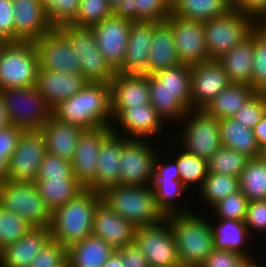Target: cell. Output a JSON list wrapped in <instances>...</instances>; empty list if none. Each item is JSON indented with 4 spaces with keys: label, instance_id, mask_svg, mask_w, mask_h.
<instances>
[{
    "label": "cell",
    "instance_id": "obj_1",
    "mask_svg": "<svg viewBox=\"0 0 266 267\" xmlns=\"http://www.w3.org/2000/svg\"><path fill=\"white\" fill-rule=\"evenodd\" d=\"M150 104L169 125L192 109L191 66L180 64L148 75Z\"/></svg>",
    "mask_w": 266,
    "mask_h": 267
},
{
    "label": "cell",
    "instance_id": "obj_2",
    "mask_svg": "<svg viewBox=\"0 0 266 267\" xmlns=\"http://www.w3.org/2000/svg\"><path fill=\"white\" fill-rule=\"evenodd\" d=\"M52 116L84 131L111 126L110 83L88 82L81 91L54 107Z\"/></svg>",
    "mask_w": 266,
    "mask_h": 267
},
{
    "label": "cell",
    "instance_id": "obj_3",
    "mask_svg": "<svg viewBox=\"0 0 266 267\" xmlns=\"http://www.w3.org/2000/svg\"><path fill=\"white\" fill-rule=\"evenodd\" d=\"M200 213L191 211L166 215L182 267H200L214 249L210 217Z\"/></svg>",
    "mask_w": 266,
    "mask_h": 267
},
{
    "label": "cell",
    "instance_id": "obj_4",
    "mask_svg": "<svg viewBox=\"0 0 266 267\" xmlns=\"http://www.w3.org/2000/svg\"><path fill=\"white\" fill-rule=\"evenodd\" d=\"M101 194L85 189L76 198L51 213V240L69 248L92 235L93 216Z\"/></svg>",
    "mask_w": 266,
    "mask_h": 267
},
{
    "label": "cell",
    "instance_id": "obj_5",
    "mask_svg": "<svg viewBox=\"0 0 266 267\" xmlns=\"http://www.w3.org/2000/svg\"><path fill=\"white\" fill-rule=\"evenodd\" d=\"M102 201L135 227L150 226L166 218L156 202L152 185H116L101 194Z\"/></svg>",
    "mask_w": 266,
    "mask_h": 267
},
{
    "label": "cell",
    "instance_id": "obj_6",
    "mask_svg": "<svg viewBox=\"0 0 266 267\" xmlns=\"http://www.w3.org/2000/svg\"><path fill=\"white\" fill-rule=\"evenodd\" d=\"M181 124V125H180ZM179 130L174 143L184 151L208 160L222 147L219 119L207 114L203 109H191L176 124ZM178 140V141H175Z\"/></svg>",
    "mask_w": 266,
    "mask_h": 267
},
{
    "label": "cell",
    "instance_id": "obj_7",
    "mask_svg": "<svg viewBox=\"0 0 266 267\" xmlns=\"http://www.w3.org/2000/svg\"><path fill=\"white\" fill-rule=\"evenodd\" d=\"M207 52L210 59H219L245 41L257 27V20L236 9L223 16L203 22Z\"/></svg>",
    "mask_w": 266,
    "mask_h": 267
},
{
    "label": "cell",
    "instance_id": "obj_8",
    "mask_svg": "<svg viewBox=\"0 0 266 267\" xmlns=\"http://www.w3.org/2000/svg\"><path fill=\"white\" fill-rule=\"evenodd\" d=\"M0 97L11 125L30 130H41L52 116V108L36 86L0 90Z\"/></svg>",
    "mask_w": 266,
    "mask_h": 267
},
{
    "label": "cell",
    "instance_id": "obj_9",
    "mask_svg": "<svg viewBox=\"0 0 266 267\" xmlns=\"http://www.w3.org/2000/svg\"><path fill=\"white\" fill-rule=\"evenodd\" d=\"M38 70L34 42H6L0 52V90L36 86Z\"/></svg>",
    "mask_w": 266,
    "mask_h": 267
},
{
    "label": "cell",
    "instance_id": "obj_10",
    "mask_svg": "<svg viewBox=\"0 0 266 267\" xmlns=\"http://www.w3.org/2000/svg\"><path fill=\"white\" fill-rule=\"evenodd\" d=\"M59 29L67 36L70 46L79 57L81 74L85 79L93 83H110L116 71L99 51L92 29L72 24L63 25Z\"/></svg>",
    "mask_w": 266,
    "mask_h": 267
},
{
    "label": "cell",
    "instance_id": "obj_11",
    "mask_svg": "<svg viewBox=\"0 0 266 267\" xmlns=\"http://www.w3.org/2000/svg\"><path fill=\"white\" fill-rule=\"evenodd\" d=\"M0 206L20 217L33 227H48L51 212L45 206L35 182L4 181L0 184Z\"/></svg>",
    "mask_w": 266,
    "mask_h": 267
},
{
    "label": "cell",
    "instance_id": "obj_12",
    "mask_svg": "<svg viewBox=\"0 0 266 267\" xmlns=\"http://www.w3.org/2000/svg\"><path fill=\"white\" fill-rule=\"evenodd\" d=\"M151 141L146 139H126L124 141L121 162L119 164L120 185H152L154 162L159 153V147H157L158 144L153 143V140Z\"/></svg>",
    "mask_w": 266,
    "mask_h": 267
},
{
    "label": "cell",
    "instance_id": "obj_13",
    "mask_svg": "<svg viewBox=\"0 0 266 267\" xmlns=\"http://www.w3.org/2000/svg\"><path fill=\"white\" fill-rule=\"evenodd\" d=\"M134 243L146 257L149 267H182L166 219L155 225L136 227Z\"/></svg>",
    "mask_w": 266,
    "mask_h": 267
},
{
    "label": "cell",
    "instance_id": "obj_14",
    "mask_svg": "<svg viewBox=\"0 0 266 267\" xmlns=\"http://www.w3.org/2000/svg\"><path fill=\"white\" fill-rule=\"evenodd\" d=\"M47 153L40 130L24 131L7 163V181L35 182L39 166Z\"/></svg>",
    "mask_w": 266,
    "mask_h": 267
},
{
    "label": "cell",
    "instance_id": "obj_15",
    "mask_svg": "<svg viewBox=\"0 0 266 267\" xmlns=\"http://www.w3.org/2000/svg\"><path fill=\"white\" fill-rule=\"evenodd\" d=\"M165 23L173 32L177 55L182 64L191 66L211 60L207 52L203 22L170 14Z\"/></svg>",
    "mask_w": 266,
    "mask_h": 267
},
{
    "label": "cell",
    "instance_id": "obj_16",
    "mask_svg": "<svg viewBox=\"0 0 266 267\" xmlns=\"http://www.w3.org/2000/svg\"><path fill=\"white\" fill-rule=\"evenodd\" d=\"M131 24V20L112 14L90 27L99 51L115 71L123 65Z\"/></svg>",
    "mask_w": 266,
    "mask_h": 267
},
{
    "label": "cell",
    "instance_id": "obj_17",
    "mask_svg": "<svg viewBox=\"0 0 266 267\" xmlns=\"http://www.w3.org/2000/svg\"><path fill=\"white\" fill-rule=\"evenodd\" d=\"M39 69L81 73L79 57L70 46L67 36L59 29L53 28L40 40L34 42Z\"/></svg>",
    "mask_w": 266,
    "mask_h": 267
},
{
    "label": "cell",
    "instance_id": "obj_18",
    "mask_svg": "<svg viewBox=\"0 0 266 267\" xmlns=\"http://www.w3.org/2000/svg\"><path fill=\"white\" fill-rule=\"evenodd\" d=\"M165 125L168 124L156 109L151 104H147L137 107L132 106L123 110L112 121L111 129L112 132L125 136L127 139L151 140L150 138L154 139L155 136H161Z\"/></svg>",
    "mask_w": 266,
    "mask_h": 267
},
{
    "label": "cell",
    "instance_id": "obj_19",
    "mask_svg": "<svg viewBox=\"0 0 266 267\" xmlns=\"http://www.w3.org/2000/svg\"><path fill=\"white\" fill-rule=\"evenodd\" d=\"M111 133V126H102L94 130L83 131L79 138L71 160L72 172L85 189L94 182L100 147Z\"/></svg>",
    "mask_w": 266,
    "mask_h": 267
},
{
    "label": "cell",
    "instance_id": "obj_20",
    "mask_svg": "<svg viewBox=\"0 0 266 267\" xmlns=\"http://www.w3.org/2000/svg\"><path fill=\"white\" fill-rule=\"evenodd\" d=\"M231 82L217 59L191 65L192 109H203Z\"/></svg>",
    "mask_w": 266,
    "mask_h": 267
},
{
    "label": "cell",
    "instance_id": "obj_21",
    "mask_svg": "<svg viewBox=\"0 0 266 267\" xmlns=\"http://www.w3.org/2000/svg\"><path fill=\"white\" fill-rule=\"evenodd\" d=\"M110 87L113 120L128 107L150 104L148 75L116 72Z\"/></svg>",
    "mask_w": 266,
    "mask_h": 267
},
{
    "label": "cell",
    "instance_id": "obj_22",
    "mask_svg": "<svg viewBox=\"0 0 266 267\" xmlns=\"http://www.w3.org/2000/svg\"><path fill=\"white\" fill-rule=\"evenodd\" d=\"M136 227L114 212L102 200L93 216L92 235L100 237L113 250H119L134 243Z\"/></svg>",
    "mask_w": 266,
    "mask_h": 267
},
{
    "label": "cell",
    "instance_id": "obj_23",
    "mask_svg": "<svg viewBox=\"0 0 266 267\" xmlns=\"http://www.w3.org/2000/svg\"><path fill=\"white\" fill-rule=\"evenodd\" d=\"M14 7L15 42H35L54 27L41 0H12Z\"/></svg>",
    "mask_w": 266,
    "mask_h": 267
},
{
    "label": "cell",
    "instance_id": "obj_24",
    "mask_svg": "<svg viewBox=\"0 0 266 267\" xmlns=\"http://www.w3.org/2000/svg\"><path fill=\"white\" fill-rule=\"evenodd\" d=\"M159 24L155 21H132L124 62L116 72L144 74L147 71L153 34Z\"/></svg>",
    "mask_w": 266,
    "mask_h": 267
},
{
    "label": "cell",
    "instance_id": "obj_25",
    "mask_svg": "<svg viewBox=\"0 0 266 267\" xmlns=\"http://www.w3.org/2000/svg\"><path fill=\"white\" fill-rule=\"evenodd\" d=\"M125 136L112 132L103 142L99 150L97 170L94 182L88 190L102 194L108 188L119 185L121 154Z\"/></svg>",
    "mask_w": 266,
    "mask_h": 267
},
{
    "label": "cell",
    "instance_id": "obj_26",
    "mask_svg": "<svg viewBox=\"0 0 266 267\" xmlns=\"http://www.w3.org/2000/svg\"><path fill=\"white\" fill-rule=\"evenodd\" d=\"M87 83L81 73L71 74L39 69L36 87L53 109L60 102L81 91Z\"/></svg>",
    "mask_w": 266,
    "mask_h": 267
},
{
    "label": "cell",
    "instance_id": "obj_27",
    "mask_svg": "<svg viewBox=\"0 0 266 267\" xmlns=\"http://www.w3.org/2000/svg\"><path fill=\"white\" fill-rule=\"evenodd\" d=\"M51 240L50 228L33 227L0 251V267H30L35 256Z\"/></svg>",
    "mask_w": 266,
    "mask_h": 267
},
{
    "label": "cell",
    "instance_id": "obj_28",
    "mask_svg": "<svg viewBox=\"0 0 266 267\" xmlns=\"http://www.w3.org/2000/svg\"><path fill=\"white\" fill-rule=\"evenodd\" d=\"M47 153L71 161L83 129L78 126L62 123L51 116L41 128Z\"/></svg>",
    "mask_w": 266,
    "mask_h": 267
},
{
    "label": "cell",
    "instance_id": "obj_29",
    "mask_svg": "<svg viewBox=\"0 0 266 267\" xmlns=\"http://www.w3.org/2000/svg\"><path fill=\"white\" fill-rule=\"evenodd\" d=\"M210 219L215 249L230 250L240 253L242 256H252L253 253H251V249L248 247L251 246L249 245L251 242L249 238L253 237L250 236L244 221L229 219L213 220L212 217Z\"/></svg>",
    "mask_w": 266,
    "mask_h": 267
},
{
    "label": "cell",
    "instance_id": "obj_30",
    "mask_svg": "<svg viewBox=\"0 0 266 267\" xmlns=\"http://www.w3.org/2000/svg\"><path fill=\"white\" fill-rule=\"evenodd\" d=\"M151 44L145 75L182 64L177 55L173 32L165 22L155 28Z\"/></svg>",
    "mask_w": 266,
    "mask_h": 267
},
{
    "label": "cell",
    "instance_id": "obj_31",
    "mask_svg": "<svg viewBox=\"0 0 266 267\" xmlns=\"http://www.w3.org/2000/svg\"><path fill=\"white\" fill-rule=\"evenodd\" d=\"M253 59L254 44L252 31L245 41L223 54L217 60L223 66L231 83L248 84L251 86Z\"/></svg>",
    "mask_w": 266,
    "mask_h": 267
},
{
    "label": "cell",
    "instance_id": "obj_32",
    "mask_svg": "<svg viewBox=\"0 0 266 267\" xmlns=\"http://www.w3.org/2000/svg\"><path fill=\"white\" fill-rule=\"evenodd\" d=\"M114 251L100 237L89 235L67 249L68 267H103Z\"/></svg>",
    "mask_w": 266,
    "mask_h": 267
},
{
    "label": "cell",
    "instance_id": "obj_33",
    "mask_svg": "<svg viewBox=\"0 0 266 267\" xmlns=\"http://www.w3.org/2000/svg\"><path fill=\"white\" fill-rule=\"evenodd\" d=\"M35 184L51 213L85 190L76 178H36Z\"/></svg>",
    "mask_w": 266,
    "mask_h": 267
},
{
    "label": "cell",
    "instance_id": "obj_34",
    "mask_svg": "<svg viewBox=\"0 0 266 267\" xmlns=\"http://www.w3.org/2000/svg\"><path fill=\"white\" fill-rule=\"evenodd\" d=\"M255 93L248 84L230 83L203 110L216 119L232 118Z\"/></svg>",
    "mask_w": 266,
    "mask_h": 267
},
{
    "label": "cell",
    "instance_id": "obj_35",
    "mask_svg": "<svg viewBox=\"0 0 266 267\" xmlns=\"http://www.w3.org/2000/svg\"><path fill=\"white\" fill-rule=\"evenodd\" d=\"M222 146L233 149L251 158H258L260 147L253 129L244 127L233 118L219 119Z\"/></svg>",
    "mask_w": 266,
    "mask_h": 267
},
{
    "label": "cell",
    "instance_id": "obj_36",
    "mask_svg": "<svg viewBox=\"0 0 266 267\" xmlns=\"http://www.w3.org/2000/svg\"><path fill=\"white\" fill-rule=\"evenodd\" d=\"M116 16L131 21L163 23L171 14L170 0H124L114 11Z\"/></svg>",
    "mask_w": 266,
    "mask_h": 267
},
{
    "label": "cell",
    "instance_id": "obj_37",
    "mask_svg": "<svg viewBox=\"0 0 266 267\" xmlns=\"http://www.w3.org/2000/svg\"><path fill=\"white\" fill-rule=\"evenodd\" d=\"M232 10L230 0H172L171 14L201 22L223 16Z\"/></svg>",
    "mask_w": 266,
    "mask_h": 267
},
{
    "label": "cell",
    "instance_id": "obj_38",
    "mask_svg": "<svg viewBox=\"0 0 266 267\" xmlns=\"http://www.w3.org/2000/svg\"><path fill=\"white\" fill-rule=\"evenodd\" d=\"M152 188L154 189L157 205L165 215L191 212L188 205L185 208L180 203L185 200L184 194L190 192L181 180L153 179Z\"/></svg>",
    "mask_w": 266,
    "mask_h": 267
},
{
    "label": "cell",
    "instance_id": "obj_39",
    "mask_svg": "<svg viewBox=\"0 0 266 267\" xmlns=\"http://www.w3.org/2000/svg\"><path fill=\"white\" fill-rule=\"evenodd\" d=\"M240 191L249 202L266 200V163L251 158L239 176Z\"/></svg>",
    "mask_w": 266,
    "mask_h": 267
},
{
    "label": "cell",
    "instance_id": "obj_40",
    "mask_svg": "<svg viewBox=\"0 0 266 267\" xmlns=\"http://www.w3.org/2000/svg\"><path fill=\"white\" fill-rule=\"evenodd\" d=\"M198 191L199 199H204L202 203H206L205 206L211 208L226 196L240 191L239 178L228 174L208 172L206 179Z\"/></svg>",
    "mask_w": 266,
    "mask_h": 267
},
{
    "label": "cell",
    "instance_id": "obj_41",
    "mask_svg": "<svg viewBox=\"0 0 266 267\" xmlns=\"http://www.w3.org/2000/svg\"><path fill=\"white\" fill-rule=\"evenodd\" d=\"M176 148H179L175 149L179 154L176 153V156L173 157H176L174 159L176 160L181 182L188 190H191L193 185L196 190H199L208 175L207 160L190 154L180 147Z\"/></svg>",
    "mask_w": 266,
    "mask_h": 267
},
{
    "label": "cell",
    "instance_id": "obj_42",
    "mask_svg": "<svg viewBox=\"0 0 266 267\" xmlns=\"http://www.w3.org/2000/svg\"><path fill=\"white\" fill-rule=\"evenodd\" d=\"M249 159L242 153L222 146L207 160L208 172L239 178Z\"/></svg>",
    "mask_w": 266,
    "mask_h": 267
},
{
    "label": "cell",
    "instance_id": "obj_43",
    "mask_svg": "<svg viewBox=\"0 0 266 267\" xmlns=\"http://www.w3.org/2000/svg\"><path fill=\"white\" fill-rule=\"evenodd\" d=\"M33 226L23 217L0 206V251L24 236Z\"/></svg>",
    "mask_w": 266,
    "mask_h": 267
},
{
    "label": "cell",
    "instance_id": "obj_44",
    "mask_svg": "<svg viewBox=\"0 0 266 267\" xmlns=\"http://www.w3.org/2000/svg\"><path fill=\"white\" fill-rule=\"evenodd\" d=\"M254 59L251 87L266 92V35L256 27L253 30Z\"/></svg>",
    "mask_w": 266,
    "mask_h": 267
},
{
    "label": "cell",
    "instance_id": "obj_45",
    "mask_svg": "<svg viewBox=\"0 0 266 267\" xmlns=\"http://www.w3.org/2000/svg\"><path fill=\"white\" fill-rule=\"evenodd\" d=\"M249 201L245 195L238 191L235 194L226 196L221 199L211 208V215L213 219H229L237 221H245L246 212Z\"/></svg>",
    "mask_w": 266,
    "mask_h": 267
},
{
    "label": "cell",
    "instance_id": "obj_46",
    "mask_svg": "<svg viewBox=\"0 0 266 267\" xmlns=\"http://www.w3.org/2000/svg\"><path fill=\"white\" fill-rule=\"evenodd\" d=\"M54 28L72 24L79 12L80 0H41Z\"/></svg>",
    "mask_w": 266,
    "mask_h": 267
},
{
    "label": "cell",
    "instance_id": "obj_47",
    "mask_svg": "<svg viewBox=\"0 0 266 267\" xmlns=\"http://www.w3.org/2000/svg\"><path fill=\"white\" fill-rule=\"evenodd\" d=\"M114 14L108 0H80L79 12L72 23L78 27H91Z\"/></svg>",
    "mask_w": 266,
    "mask_h": 267
},
{
    "label": "cell",
    "instance_id": "obj_48",
    "mask_svg": "<svg viewBox=\"0 0 266 267\" xmlns=\"http://www.w3.org/2000/svg\"><path fill=\"white\" fill-rule=\"evenodd\" d=\"M266 113V92H256L247 102L237 110L233 119L244 127L253 129Z\"/></svg>",
    "mask_w": 266,
    "mask_h": 267
},
{
    "label": "cell",
    "instance_id": "obj_49",
    "mask_svg": "<svg viewBox=\"0 0 266 267\" xmlns=\"http://www.w3.org/2000/svg\"><path fill=\"white\" fill-rule=\"evenodd\" d=\"M24 131V129L14 125L0 130V184L6 181L7 163Z\"/></svg>",
    "mask_w": 266,
    "mask_h": 267
},
{
    "label": "cell",
    "instance_id": "obj_50",
    "mask_svg": "<svg viewBox=\"0 0 266 267\" xmlns=\"http://www.w3.org/2000/svg\"><path fill=\"white\" fill-rule=\"evenodd\" d=\"M30 267H68L67 248L50 240L35 256Z\"/></svg>",
    "mask_w": 266,
    "mask_h": 267
},
{
    "label": "cell",
    "instance_id": "obj_51",
    "mask_svg": "<svg viewBox=\"0 0 266 267\" xmlns=\"http://www.w3.org/2000/svg\"><path fill=\"white\" fill-rule=\"evenodd\" d=\"M36 178H75L71 161L46 153Z\"/></svg>",
    "mask_w": 266,
    "mask_h": 267
},
{
    "label": "cell",
    "instance_id": "obj_52",
    "mask_svg": "<svg viewBox=\"0 0 266 267\" xmlns=\"http://www.w3.org/2000/svg\"><path fill=\"white\" fill-rule=\"evenodd\" d=\"M245 225L254 238L252 233L265 235L266 233V200L251 201L248 203Z\"/></svg>",
    "mask_w": 266,
    "mask_h": 267
},
{
    "label": "cell",
    "instance_id": "obj_53",
    "mask_svg": "<svg viewBox=\"0 0 266 267\" xmlns=\"http://www.w3.org/2000/svg\"><path fill=\"white\" fill-rule=\"evenodd\" d=\"M0 38L15 42L14 7L12 0H0Z\"/></svg>",
    "mask_w": 266,
    "mask_h": 267
},
{
    "label": "cell",
    "instance_id": "obj_54",
    "mask_svg": "<svg viewBox=\"0 0 266 267\" xmlns=\"http://www.w3.org/2000/svg\"><path fill=\"white\" fill-rule=\"evenodd\" d=\"M242 257L237 252L214 248L200 267H233Z\"/></svg>",
    "mask_w": 266,
    "mask_h": 267
},
{
    "label": "cell",
    "instance_id": "obj_55",
    "mask_svg": "<svg viewBox=\"0 0 266 267\" xmlns=\"http://www.w3.org/2000/svg\"><path fill=\"white\" fill-rule=\"evenodd\" d=\"M154 162V175L153 179H175L180 180V174L177 168L176 160H169V157L165 159L164 153L160 152ZM162 154L164 156H162ZM164 157V159H162ZM167 161V162H166ZM172 161V162H171Z\"/></svg>",
    "mask_w": 266,
    "mask_h": 267
},
{
    "label": "cell",
    "instance_id": "obj_56",
    "mask_svg": "<svg viewBox=\"0 0 266 267\" xmlns=\"http://www.w3.org/2000/svg\"><path fill=\"white\" fill-rule=\"evenodd\" d=\"M121 256L123 267H149L147 259L135 243L116 250Z\"/></svg>",
    "mask_w": 266,
    "mask_h": 267
},
{
    "label": "cell",
    "instance_id": "obj_57",
    "mask_svg": "<svg viewBox=\"0 0 266 267\" xmlns=\"http://www.w3.org/2000/svg\"><path fill=\"white\" fill-rule=\"evenodd\" d=\"M232 9L248 14L258 20L266 14V0H230Z\"/></svg>",
    "mask_w": 266,
    "mask_h": 267
},
{
    "label": "cell",
    "instance_id": "obj_58",
    "mask_svg": "<svg viewBox=\"0 0 266 267\" xmlns=\"http://www.w3.org/2000/svg\"><path fill=\"white\" fill-rule=\"evenodd\" d=\"M253 133L259 147L266 145V113L261 120L254 126Z\"/></svg>",
    "mask_w": 266,
    "mask_h": 267
},
{
    "label": "cell",
    "instance_id": "obj_59",
    "mask_svg": "<svg viewBox=\"0 0 266 267\" xmlns=\"http://www.w3.org/2000/svg\"><path fill=\"white\" fill-rule=\"evenodd\" d=\"M254 257H256L254 254L253 256H243L233 267H262Z\"/></svg>",
    "mask_w": 266,
    "mask_h": 267
},
{
    "label": "cell",
    "instance_id": "obj_60",
    "mask_svg": "<svg viewBox=\"0 0 266 267\" xmlns=\"http://www.w3.org/2000/svg\"><path fill=\"white\" fill-rule=\"evenodd\" d=\"M103 267H123V261L121 256L114 251Z\"/></svg>",
    "mask_w": 266,
    "mask_h": 267
},
{
    "label": "cell",
    "instance_id": "obj_61",
    "mask_svg": "<svg viewBox=\"0 0 266 267\" xmlns=\"http://www.w3.org/2000/svg\"><path fill=\"white\" fill-rule=\"evenodd\" d=\"M10 120L4 108L3 102L0 97V130L10 126Z\"/></svg>",
    "mask_w": 266,
    "mask_h": 267
},
{
    "label": "cell",
    "instance_id": "obj_62",
    "mask_svg": "<svg viewBox=\"0 0 266 267\" xmlns=\"http://www.w3.org/2000/svg\"><path fill=\"white\" fill-rule=\"evenodd\" d=\"M257 27L266 35V14L257 20Z\"/></svg>",
    "mask_w": 266,
    "mask_h": 267
},
{
    "label": "cell",
    "instance_id": "obj_63",
    "mask_svg": "<svg viewBox=\"0 0 266 267\" xmlns=\"http://www.w3.org/2000/svg\"><path fill=\"white\" fill-rule=\"evenodd\" d=\"M258 158L266 163V145L260 147Z\"/></svg>",
    "mask_w": 266,
    "mask_h": 267
},
{
    "label": "cell",
    "instance_id": "obj_64",
    "mask_svg": "<svg viewBox=\"0 0 266 267\" xmlns=\"http://www.w3.org/2000/svg\"><path fill=\"white\" fill-rule=\"evenodd\" d=\"M113 11L124 1V0H108Z\"/></svg>",
    "mask_w": 266,
    "mask_h": 267
},
{
    "label": "cell",
    "instance_id": "obj_65",
    "mask_svg": "<svg viewBox=\"0 0 266 267\" xmlns=\"http://www.w3.org/2000/svg\"><path fill=\"white\" fill-rule=\"evenodd\" d=\"M6 41H4L2 38H0V52L3 48V46L5 45Z\"/></svg>",
    "mask_w": 266,
    "mask_h": 267
}]
</instances>
